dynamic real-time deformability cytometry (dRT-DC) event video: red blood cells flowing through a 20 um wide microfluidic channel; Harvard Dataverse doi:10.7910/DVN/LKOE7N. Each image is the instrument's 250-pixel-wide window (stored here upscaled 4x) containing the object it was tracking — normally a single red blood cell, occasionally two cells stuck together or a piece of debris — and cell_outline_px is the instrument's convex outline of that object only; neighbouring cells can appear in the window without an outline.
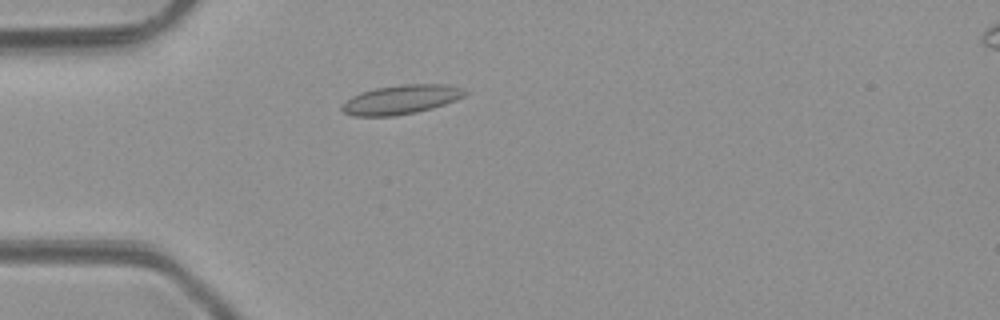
{"species": "common noctule bat (a hibernating species)", "species_latin": "Nyctalus noctula", "temperature_condition": "room temperature", "stored_images_in_passage": 1, "camera_frame_rate_fps": 3000, "um_per_image_px": 0.085, "animal": {"sex": "male", "body_mass_g": 23.1, "forearm_length_mm": 52.7}, "frame": {"image": 1, "passage_image": 1, "time_ms": 0.0, "image_size_px": [1000, 320], "cell_outline_px": [[468, 92], [464, 96], [456, 100], [432, 108], [416, 112], [396, 116], [352, 116], [344, 112], [340, 108], [340, 104], [352, 96], [360, 92], [376, 88], [400, 84], [448, 84], [464, 88]], "centroid_in_image_um": [34.08, 8.46], "position_along_channel_um": 50.9, "area_um2": 21.15}}